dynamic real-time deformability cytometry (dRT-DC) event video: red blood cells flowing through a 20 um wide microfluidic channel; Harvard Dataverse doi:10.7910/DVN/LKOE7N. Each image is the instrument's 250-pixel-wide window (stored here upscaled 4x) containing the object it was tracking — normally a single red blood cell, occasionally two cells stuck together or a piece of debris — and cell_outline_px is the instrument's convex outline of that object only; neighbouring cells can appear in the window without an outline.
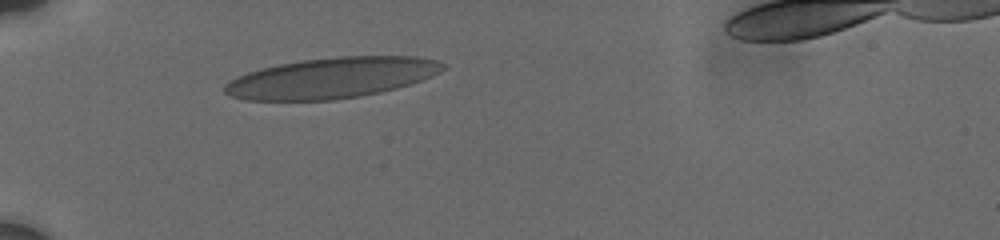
{"species": "human", "species_latin": "Homo sapiens", "temperature_condition": "cold", "stored_images_in_passage": 1, "camera_frame_rate_fps": 3000, "um_per_image_px": 0.085, "donor": {"sex": "male"}, "frame": {"image": 1, "passage_image": 1, "time_ms": 0.0, "image_size_px": [1000, 240], "cell_outline_px": [[444, 68], [440, 72], [432, 76], [396, 88], [380, 92], [360, 96], [332, 100], [248, 100], [232, 96], [224, 92], [224, 84], [228, 80], [236, 76], [260, 68], [280, 64], [304, 60], [336, 56], [416, 56], [440, 60], [444, 64]], "centroid_in_image_um": [28.18, 6.61], "position_along_channel_um": 56.8, "area_um2": 51.62}}